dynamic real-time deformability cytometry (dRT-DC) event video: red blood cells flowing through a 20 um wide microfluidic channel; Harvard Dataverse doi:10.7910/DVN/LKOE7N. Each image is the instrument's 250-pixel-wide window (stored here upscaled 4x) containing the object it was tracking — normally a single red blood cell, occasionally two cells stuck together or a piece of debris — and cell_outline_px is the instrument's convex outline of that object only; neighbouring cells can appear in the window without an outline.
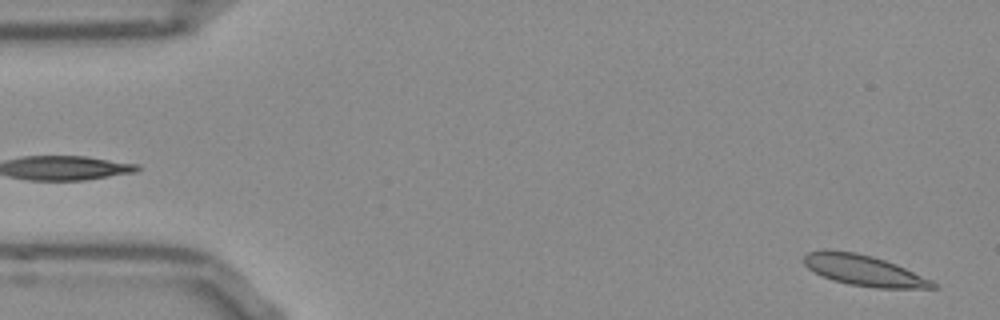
{"species": "Egyptian fruit bat (a non-hibernating species)", "species_latin": "Rousettus aegyptiacus", "temperature_condition": "room temperature", "stored_images_in_passage": 52, "camera_frame_rate_fps": 3000, "um_per_image_px": 0.085, "frame": {"image": 1, "passage_image": 1, "time_ms": 0.0, "image_size_px": [1000, 320], "cell_outline_px": [[940, 288], [876, 288], [848, 284], [832, 280], [808, 268], [804, 264], [804, 256], [808, 252], [824, 248], [856, 252], [872, 256], [896, 264], [932, 280], [940, 284]], "centroid_in_image_um": [73.45, 22.98], "position_along_channel_um": 11.6, "area_um2": 23.29}}
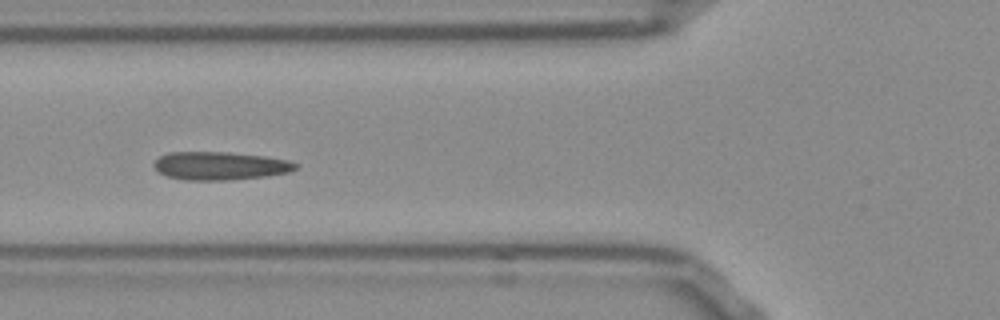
{"frame": {"image": 2, "passage_image": 18, "time_ms": 5.667, "image_size_px": [1000, 320], "cell_outline_px": [[300, 168], [288, 172], [264, 176], [232, 180], [184, 180], [168, 176], [160, 172], [152, 164], [160, 156], [168, 152], [228, 152], [264, 156], [288, 160], [300, 164]], "centroid_in_image_um": [18.74, 14.09], "position_along_channel_um": 107.1, "area_um2": 23.29}}
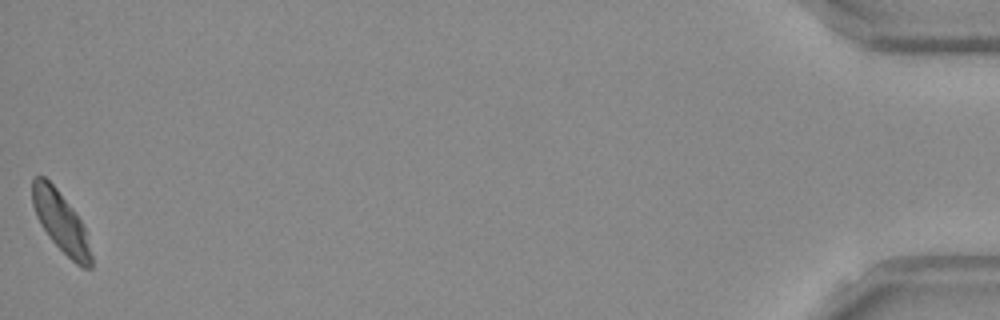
{"frame": {"image": 3, "passage_image": 52, "time_ms": 17.0, "image_size_px": [1000, 320], "cell_outline_px": [[92, 268], [84, 268], [76, 264], [52, 240], [40, 224], [36, 216], [32, 204], [32, 180], [36, 176], [44, 176], [56, 188], [72, 208], [88, 232], [92, 256]], "centroid_in_image_um": [5.19, 18.88], "position_along_channel_um": 430.0, "area_um2": 20.63}, "authors_computed_cell_mechanics": {"area_um2": 22.5709, "velocity_mm_per_s": 3.7532, "shape_relaxation_time_tau1_ms": null, "shape_relaxation_time_tau2_ms": 1.3925, "deformation_change_tau1": null, "deformation_change_tau2": 0.0421}}